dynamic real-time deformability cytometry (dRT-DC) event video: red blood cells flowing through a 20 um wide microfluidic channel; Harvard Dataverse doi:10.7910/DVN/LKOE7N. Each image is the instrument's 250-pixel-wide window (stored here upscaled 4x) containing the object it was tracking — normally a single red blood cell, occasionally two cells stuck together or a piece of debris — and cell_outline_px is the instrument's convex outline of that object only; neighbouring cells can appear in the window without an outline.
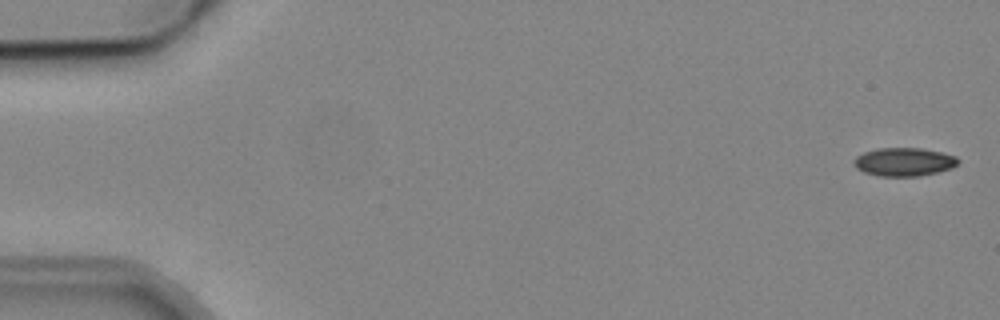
{"species": "common noctule bat (a hibernating species)", "species_latin": "Nyctalus noctula", "temperature_condition": "cold", "stored_images_in_passage": 4, "camera_frame_rate_fps": 3000, "um_per_image_px": 0.085, "animal": {"sex": "male", "body_mass_g": 19.2, "forearm_length_mm": 51.8}, "frame": {"image": 1, "passage_image": 1, "time_ms": 0.0, "image_size_px": [1000, 320], "cell_outline_px": [[960, 160], [952, 168], [920, 176], [880, 176], [864, 172], [856, 168], [852, 164], [852, 160], [856, 156], [864, 152], [876, 148], [920, 148], [940, 152], [956, 156]], "centroid_in_image_um": [76.8, 13.76], "position_along_channel_um": 8.2, "area_um2": 17.28}}